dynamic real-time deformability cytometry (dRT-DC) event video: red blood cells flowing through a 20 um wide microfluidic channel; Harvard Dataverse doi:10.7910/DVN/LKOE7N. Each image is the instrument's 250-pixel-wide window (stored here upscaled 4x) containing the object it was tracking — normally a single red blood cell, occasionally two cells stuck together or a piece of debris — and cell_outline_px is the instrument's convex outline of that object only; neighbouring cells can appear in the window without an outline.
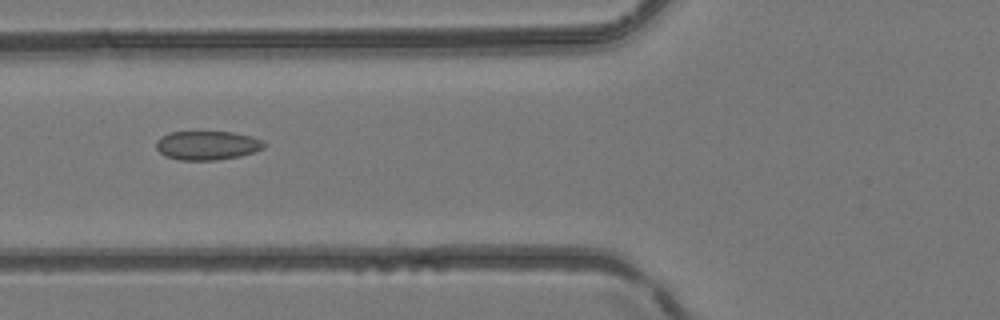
{"species": "common noctule bat (a hibernating species)", "species_latin": "Nyctalus noctula", "temperature_condition": "room temperature", "stored_images_in_passage": 6, "camera_frame_rate_fps": 3000, "um_per_image_px": 0.085, "animal": {"sex": "female", "body_mass_g": 24.6, "forearm_length_mm": 56.2}, "frame": {"image": 1, "passage_image": 5, "time_ms": 1.333, "image_size_px": [1000, 320], "cell_outline_px": [[264, 148], [256, 152], [240, 156], [216, 160], [180, 160], [164, 156], [156, 148], [156, 140], [160, 136], [168, 132], [232, 132], [252, 136], [260, 140], [264, 144]], "centroid_in_image_um": [17.58, 12.36], "position_along_channel_um": 108.2, "area_um2": 18.32}}
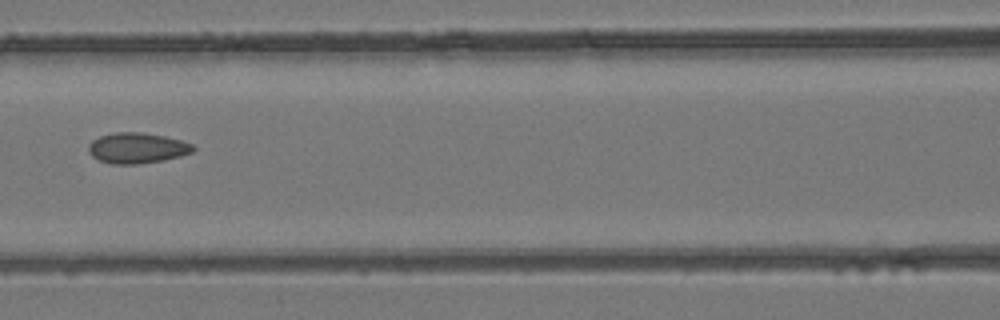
{"frame": {"image": 2, "passage_image": 6, "time_ms": 1.667, "image_size_px": [1000, 320], "cell_outline_px": [[196, 148], [192, 152], [180, 156], [164, 160], [136, 164], [112, 164], [100, 160], [92, 156], [88, 152], [88, 144], [92, 140], [100, 136], [116, 132], [140, 132], [164, 136], [180, 140], [192, 144]], "centroid_in_image_um": [11.64, 12.58], "position_along_channel_um": 155.0, "area_um2": 18.61}}